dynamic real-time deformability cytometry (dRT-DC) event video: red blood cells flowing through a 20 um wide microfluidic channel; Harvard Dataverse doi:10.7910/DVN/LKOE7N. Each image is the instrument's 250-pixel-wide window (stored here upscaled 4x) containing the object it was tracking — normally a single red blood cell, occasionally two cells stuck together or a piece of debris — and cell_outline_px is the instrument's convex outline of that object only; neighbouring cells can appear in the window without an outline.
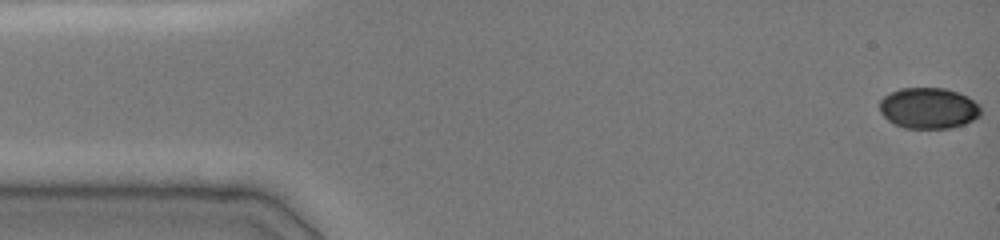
{"species": "common noctule bat (a hibernating species)", "species_latin": "Nyctalus noctula", "temperature_condition": "cold", "stored_images_in_passage": 15, "camera_frame_rate_fps": 3000, "um_per_image_px": 0.085, "animal": {"sex": "female", "body_mass_g": 19.0, "forearm_length_mm": 51.5}, "frame": {"image": 1, "passage_image": 1, "time_ms": 0.0, "image_size_px": [1000, 240], "cell_outline_px": [[980, 116], [964, 124], [952, 128], [904, 128], [892, 124], [880, 112], [880, 100], [884, 96], [900, 88], [944, 88], [968, 96], [980, 108]], "centroid_in_image_um": [78.9, 9.2], "position_along_channel_um": 6.1, "area_um2": 24.1}}
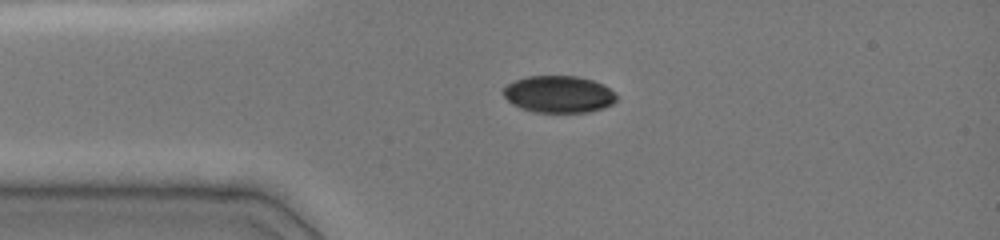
{"frame": {"image": 2, "passage_image": 10, "time_ms": 3.333, "image_size_px": [1000, 240], "cell_outline_px": [[616, 100], [612, 104], [604, 108], [588, 112], [532, 112], [520, 108], [512, 104], [504, 96], [504, 88], [508, 84], [516, 80], [528, 76], [576, 76], [592, 80], [604, 84], [616, 96]], "centroid_in_image_um": [47.49, 8.02], "position_along_channel_um": 37.5, "area_um2": 24.28}}
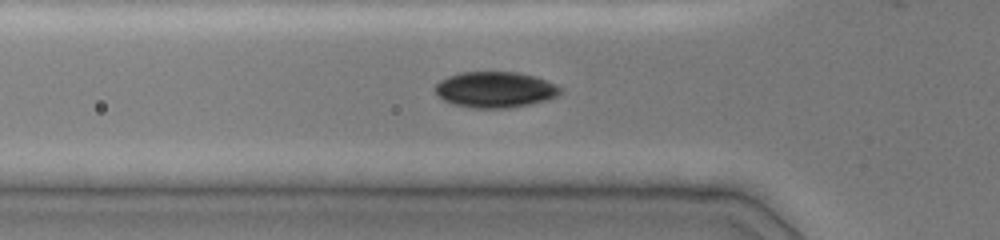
{"frame": {"image": 3, "passage_image": 14, "time_ms": 5.0, "image_size_px": [1000, 240], "cell_outline_px": [[560, 92], [556, 96], [548, 100], [532, 104], [512, 108], [472, 108], [456, 104], [444, 100], [436, 92], [436, 84], [440, 80], [448, 76], [460, 72], [520, 72], [536, 76], [560, 88]], "centroid_in_image_um": [42.09, 7.62], "position_along_channel_um": 83.7, "area_um2": 26.07}}